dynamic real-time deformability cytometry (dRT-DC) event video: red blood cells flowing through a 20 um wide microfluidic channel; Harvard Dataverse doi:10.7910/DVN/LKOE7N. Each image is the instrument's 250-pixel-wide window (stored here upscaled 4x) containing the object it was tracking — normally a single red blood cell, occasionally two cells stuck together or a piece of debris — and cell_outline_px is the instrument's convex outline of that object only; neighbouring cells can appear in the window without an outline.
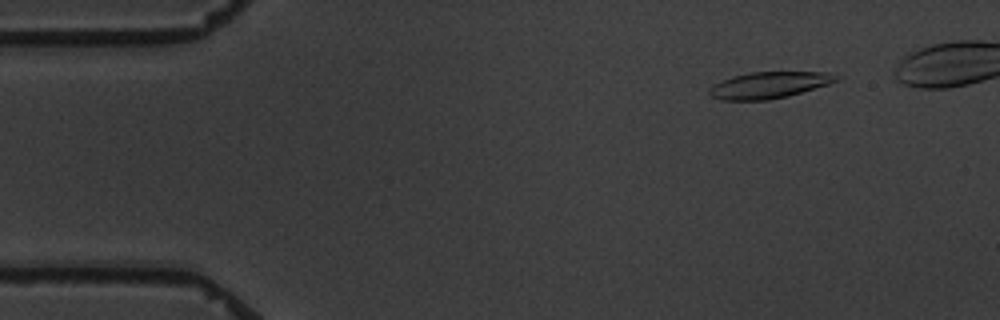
{"species": "common noctule bat (a hibernating species)", "species_latin": "Nyctalus noctula", "temperature_condition": "warm", "stored_images_in_passage": 3, "camera_frame_rate_fps": 3000, "um_per_image_px": 0.085, "animal": {"sex": "male", "body_mass_g": 19.5, "forearm_length_mm": 54.6}, "frame": {"image": 1, "passage_image": 1, "time_ms": 0.0, "image_size_px": [1000, 320], "cell_outline_px": [[840, 80], [828, 84], [788, 96], [768, 100], [720, 100], [712, 96], [708, 92], [708, 88], [724, 80], [736, 76], [752, 72], [828, 72], [840, 76]], "centroid_in_image_um": [65.41, 7.23], "position_along_channel_um": 19.6, "area_um2": 19.36}}